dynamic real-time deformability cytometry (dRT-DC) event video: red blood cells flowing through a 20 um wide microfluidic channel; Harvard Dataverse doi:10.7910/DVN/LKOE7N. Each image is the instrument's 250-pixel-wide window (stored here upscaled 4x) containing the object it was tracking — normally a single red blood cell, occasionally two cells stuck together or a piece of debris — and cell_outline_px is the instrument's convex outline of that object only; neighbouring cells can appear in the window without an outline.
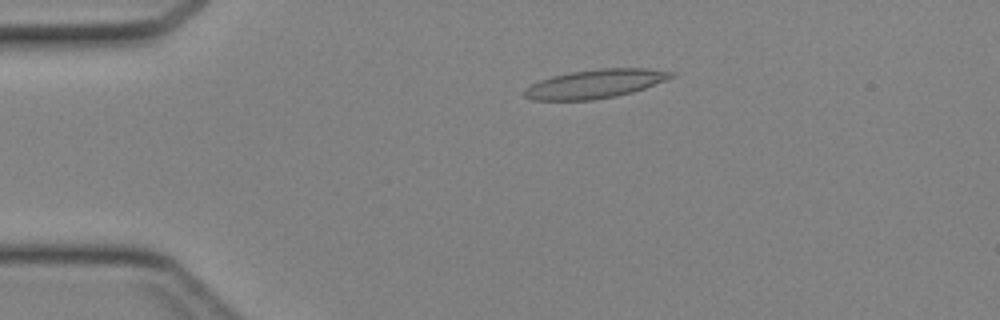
{"species": "Egyptian fruit bat (a non-hibernating species)", "species_latin": "Rousettus aegyptiacus", "temperature_condition": "cold", "stored_images_in_passage": 44, "camera_frame_rate_fps": 3000, "um_per_image_px": 0.085, "animal": {"sex": "female"}, "frame": {"image": 1, "passage_image": 9, "time_ms": 2.667, "image_size_px": [1000, 320], "cell_outline_px": [[676, 76], [644, 88], [632, 92], [616, 96], [592, 100], [532, 100], [524, 96], [524, 88], [540, 80], [552, 76], [572, 72], [600, 68], [648, 68], [676, 72]], "centroid_in_image_um": [50.61, 7.12], "position_along_channel_um": 34.4, "area_um2": 24.57}}
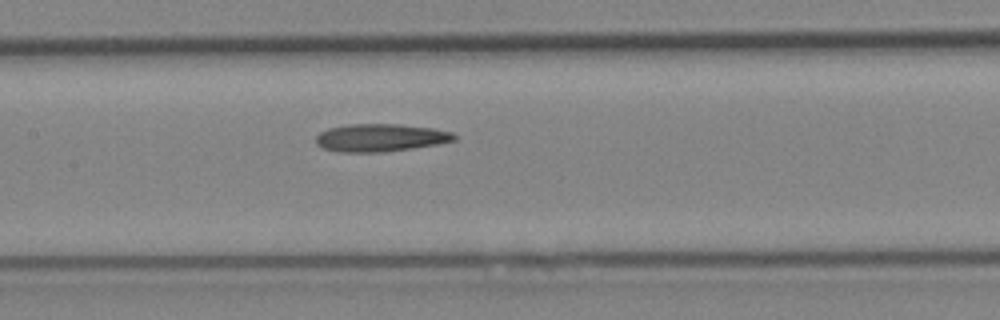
{"frame": {"image": 2, "passage_image": 21, "time_ms": 6.667, "image_size_px": [1000, 320], "cell_outline_px": [[456, 140], [440, 144], [384, 152], [336, 152], [324, 148], [316, 144], [316, 136], [320, 132], [328, 128], [348, 124], [400, 124], [432, 128], [452, 132], [456, 136]], "centroid_in_image_um": [32.33, 11.7], "position_along_channel_um": 175.1, "area_um2": 22.48}}
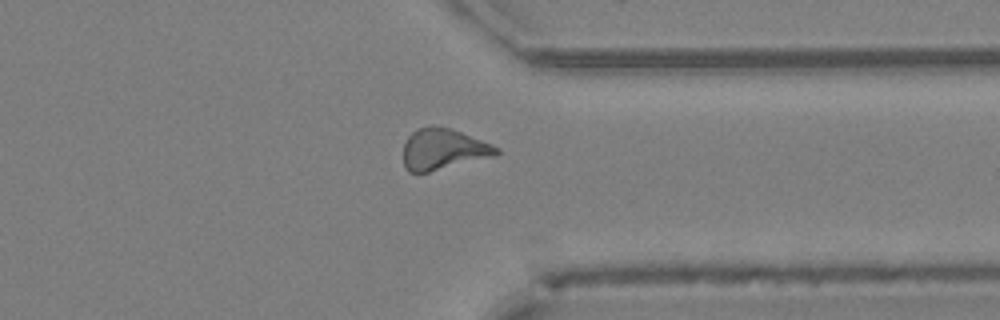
{"frame": {"image": 3, "passage_image": 34, "time_ms": 11.0, "image_size_px": [1000, 320], "cell_outline_px": [[500, 152], [496, 156], [428, 172], [408, 172], [404, 168], [404, 144], [408, 136], [416, 128], [452, 128], [492, 144], [500, 148]], "centroid_in_image_um": [37.7, 12.71], "position_along_channel_um": 373.7, "area_um2": 22.08}}